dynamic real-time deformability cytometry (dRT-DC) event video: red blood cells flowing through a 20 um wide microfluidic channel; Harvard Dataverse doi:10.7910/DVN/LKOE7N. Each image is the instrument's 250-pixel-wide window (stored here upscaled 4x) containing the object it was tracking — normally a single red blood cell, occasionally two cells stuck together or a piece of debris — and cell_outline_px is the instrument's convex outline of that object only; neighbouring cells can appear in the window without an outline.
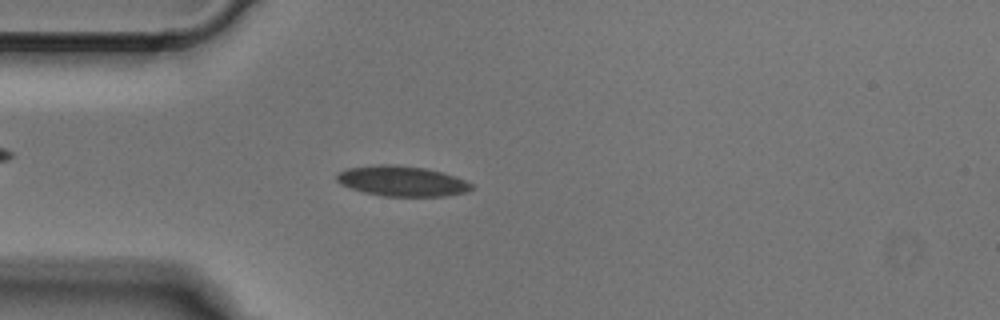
{"species": "Egyptian fruit bat (a non-hibernating species)", "species_latin": "Rousettus aegyptiacus", "temperature_condition": "cold", "stored_images_in_passage": 48, "camera_frame_rate_fps": 3000, "um_per_image_px": 0.085, "animal": {"sex": "male"}, "frame": {"image": 1, "passage_image": 12, "time_ms": 3.667, "image_size_px": [1000, 320], "cell_outline_px": [[476, 188], [468, 192], [444, 196], [384, 196], [364, 192], [340, 184], [336, 180], [336, 176], [340, 172], [348, 168], [380, 164], [392, 164], [424, 168], [440, 172], [464, 180], [472, 184]], "centroid_in_image_um": [34.18, 15.4], "position_along_channel_um": 50.8, "area_um2": 23.58}}
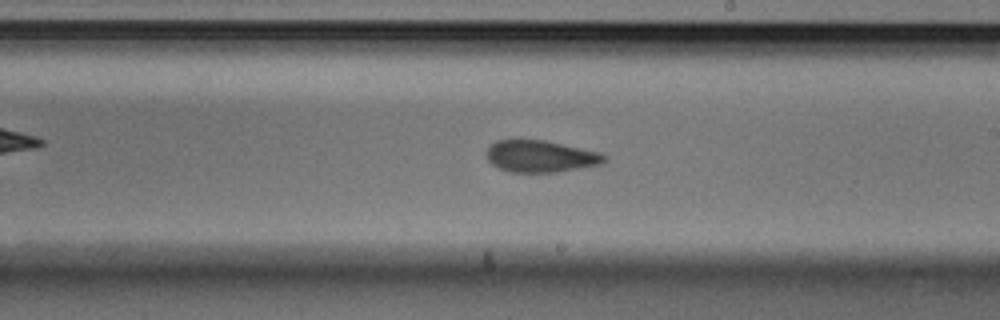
{"frame": {"image": 2, "passage_image": 27, "time_ms": 8.667, "image_size_px": [1000, 320], "cell_outline_px": [[608, 160], [604, 164], [556, 172], [508, 172], [492, 164], [488, 160], [484, 152], [496, 140], [544, 140], [600, 152], [608, 156]], "centroid_in_image_um": [45.98, 13.29], "position_along_channel_um": 243.0, "area_um2": 22.02}}
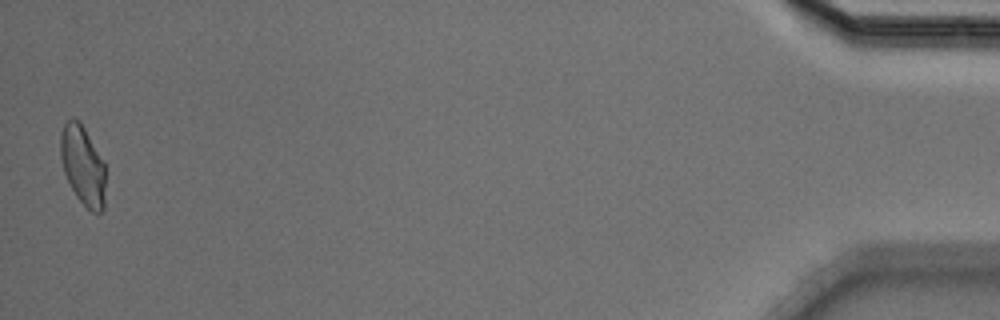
{"frame": {"image": 3, "passage_image": 48, "time_ms": 15.667, "image_size_px": [1000, 320], "cell_outline_px": [[104, 212], [92, 212], [76, 196], [64, 172], [60, 156], [60, 132], [64, 124], [72, 116], [80, 120], [104, 160]], "centroid_in_image_um": [7.03, 14.0], "position_along_channel_um": 428.2, "area_um2": 20.92}}